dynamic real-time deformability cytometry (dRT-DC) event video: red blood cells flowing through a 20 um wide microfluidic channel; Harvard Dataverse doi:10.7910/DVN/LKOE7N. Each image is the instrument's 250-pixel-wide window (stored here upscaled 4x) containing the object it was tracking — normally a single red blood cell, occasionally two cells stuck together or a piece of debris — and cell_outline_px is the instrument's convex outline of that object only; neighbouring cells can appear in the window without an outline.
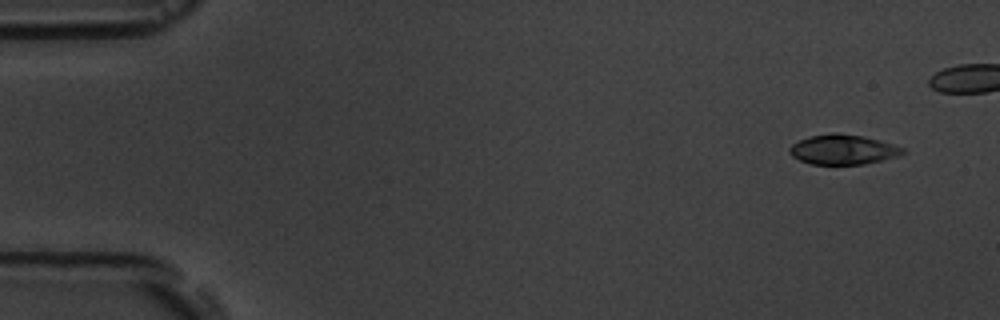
{"species": "common noctule bat (a hibernating species)", "species_latin": "Nyctalus noctula", "temperature_condition": "room temperature", "stored_images_in_passage": 5, "camera_frame_rate_fps": 3000, "um_per_image_px": 0.085, "animal": {"sex": "male", "body_mass_g": 19.5, "forearm_length_mm": 54.6}, "frame": {"image": 1, "passage_image": 1, "time_ms": 0.0, "image_size_px": [1000, 320], "cell_outline_px": [[904, 152], [900, 156], [864, 164], [812, 164], [800, 160], [792, 156], [788, 152], [788, 148], [792, 144], [808, 136], [832, 132], [836, 132], [864, 136], [880, 140], [904, 148]], "centroid_in_image_um": [71.64, 12.7], "position_along_channel_um": 13.4, "area_um2": 19.83}}
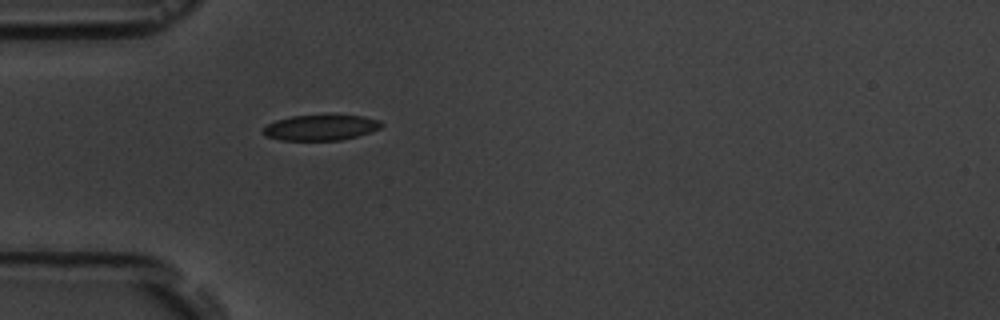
{"frame": {"image": 2, "passage_image": 5, "time_ms": 6.333, "image_size_px": [1000, 320], "cell_outline_px": [[384, 124], [380, 128], [356, 136], [340, 140], [280, 140], [264, 136], [264, 128], [268, 124], [276, 120], [292, 116], [328, 112], [364, 116], [380, 120]], "centroid_in_image_um": [27.29, 10.79], "position_along_channel_um": 57.7, "area_um2": 18.32}}